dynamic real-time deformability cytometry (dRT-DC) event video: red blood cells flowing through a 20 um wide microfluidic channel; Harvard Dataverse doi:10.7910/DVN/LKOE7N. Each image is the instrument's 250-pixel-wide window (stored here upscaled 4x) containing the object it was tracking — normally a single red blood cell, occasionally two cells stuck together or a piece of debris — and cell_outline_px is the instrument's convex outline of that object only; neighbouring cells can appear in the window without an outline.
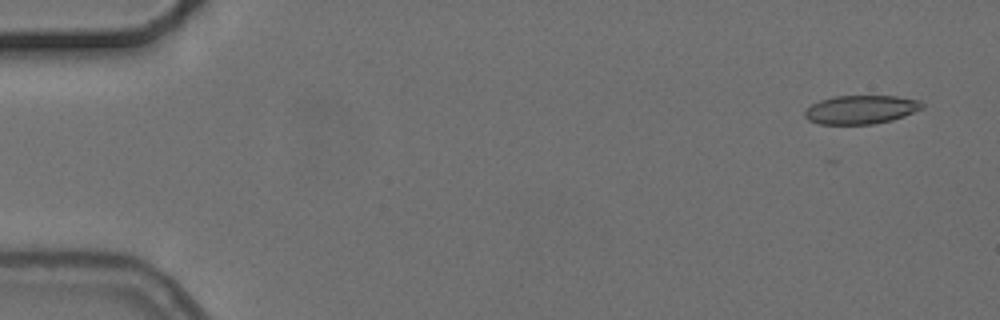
{"species": "common noctule bat (a hibernating species)", "species_latin": "Nyctalus noctula", "temperature_condition": "cold", "stored_images_in_passage": 5, "camera_frame_rate_fps": 3000, "um_per_image_px": 0.085, "animal": {"sex": "female", "body_mass_g": 24.6, "forearm_length_mm": 56.2}, "frame": {"image": 1, "passage_image": 1, "time_ms": 0.0, "image_size_px": [1000, 320], "cell_outline_px": [[924, 108], [904, 116], [892, 120], [872, 124], [820, 124], [808, 120], [804, 116], [804, 112], [812, 104], [820, 100], [836, 96], [896, 96], [920, 100], [924, 104]], "centroid_in_image_um": [73.2, 9.31], "position_along_channel_um": 11.8, "area_um2": 19.59}}
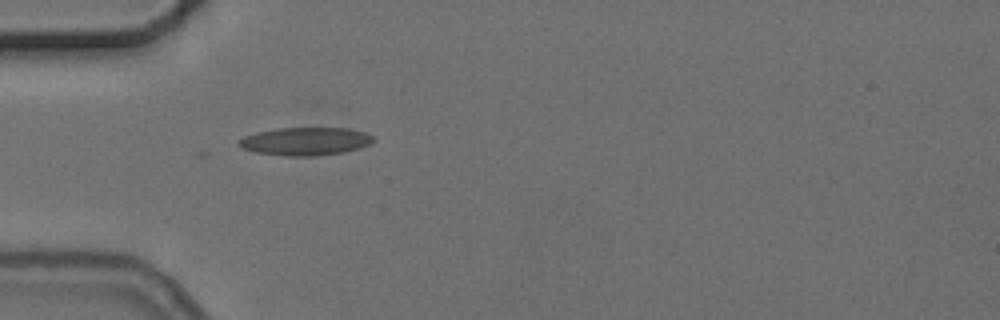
{"frame": {"image": 2, "passage_image": 5, "time_ms": 4.667, "image_size_px": [1000, 320], "cell_outline_px": [[376, 140], [360, 148], [344, 152], [312, 156], [288, 156], [256, 152], [244, 148], [236, 144], [236, 140], [244, 136], [256, 132], [276, 128], [348, 128], [364, 132], [372, 136]], "centroid_in_image_um": [25.93, 12.0], "position_along_channel_um": 59.1, "area_um2": 21.96}}